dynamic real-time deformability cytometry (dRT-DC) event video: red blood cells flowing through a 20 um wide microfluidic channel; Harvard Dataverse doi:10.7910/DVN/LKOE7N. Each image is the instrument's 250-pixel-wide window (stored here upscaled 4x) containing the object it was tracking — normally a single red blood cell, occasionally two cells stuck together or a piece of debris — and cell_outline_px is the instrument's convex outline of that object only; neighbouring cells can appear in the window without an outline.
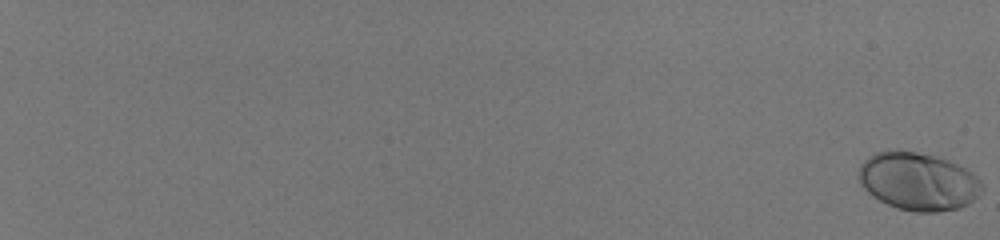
{"species": "human", "species_latin": "Homo sapiens", "temperature_condition": "room temperature", "stored_images_in_passage": 58, "camera_frame_rate_fps": 3000, "um_per_image_px": 0.085, "donor": {"sex": "male"}, "frame": {"image": 1, "passage_image": 1, "time_ms": 0.0, "image_size_px": [1000, 240], "cell_outline_px": [[980, 196], [968, 204], [956, 208], [940, 212], [916, 212], [896, 208], [872, 196], [860, 184], [860, 164], [868, 156], [876, 152], [916, 152], [936, 156], [948, 160], [972, 172], [980, 180]], "centroid_in_image_um": [78.05, 15.44], "position_along_channel_um": 6.9, "area_um2": 41.1}}
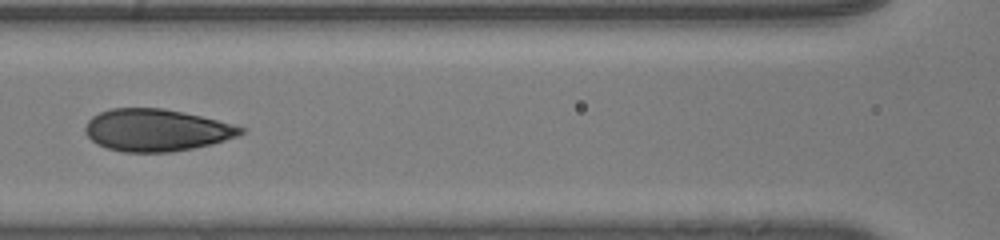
{"frame": {"image": 2, "passage_image": 34, "time_ms": 11.0, "image_size_px": [1000, 240], "cell_outline_px": [[244, 132], [236, 136], [224, 140], [192, 148], [172, 152], [124, 152], [108, 148], [96, 144], [84, 132], [84, 128], [88, 120], [92, 116], [100, 112], [112, 108], [164, 108], [184, 112], [232, 124], [244, 128]], "centroid_in_image_um": [13.24, 11.05], "position_along_channel_um": 153.4, "area_um2": 37.92}}
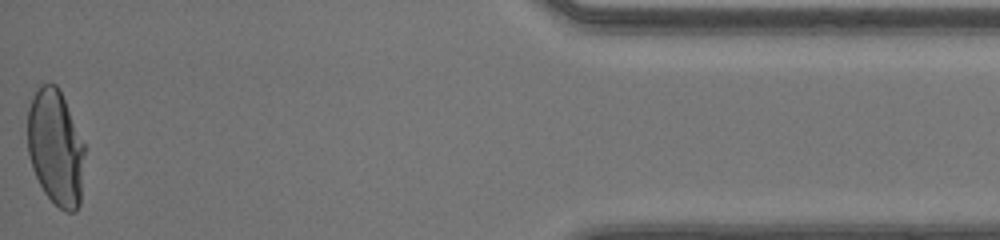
{"frame": {"image": 3, "passage_image": 58, "time_ms": 19.0, "image_size_px": [1000, 240], "cell_outline_px": [[84, 152], [80, 204], [76, 212], [64, 212], [44, 192], [32, 168], [28, 152], [28, 108], [32, 96], [40, 84], [56, 84], [64, 100], [84, 144]], "centroid_in_image_um": [4.71, 12.56], "position_along_channel_um": 430.5, "area_um2": 38.15}, "authors_computed_cell_mechanics": {"area_um2": 38.5237, "velocity_mm_per_s": 4.143, "shape_relaxation_time_tau1_ms": 5.1164, "shape_relaxation_time_tau2_ms": null, "deformation_change_tau1": 0.2107, "deformation_change_tau2": null}}